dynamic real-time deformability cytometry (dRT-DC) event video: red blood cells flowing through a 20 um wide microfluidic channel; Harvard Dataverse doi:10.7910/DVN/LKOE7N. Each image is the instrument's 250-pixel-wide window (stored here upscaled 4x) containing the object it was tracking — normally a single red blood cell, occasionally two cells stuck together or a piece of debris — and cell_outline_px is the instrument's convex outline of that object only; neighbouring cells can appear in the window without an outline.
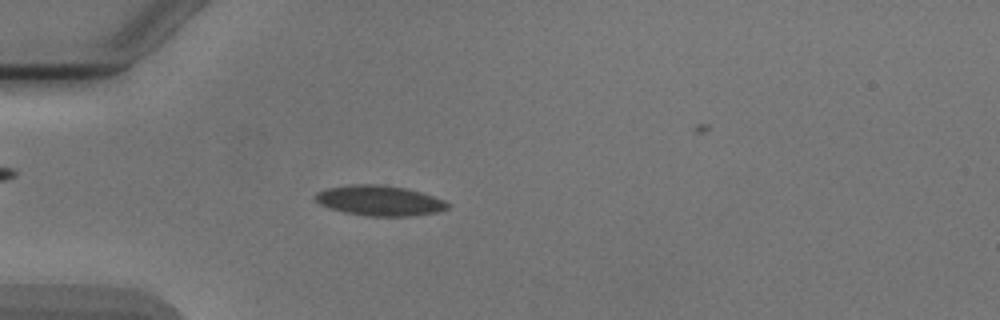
{"species": "Egyptian fruit bat (a non-hibernating species)", "species_latin": "Rousettus aegyptiacus", "temperature_condition": "cold", "stored_images_in_passage": 42, "camera_frame_rate_fps": 3000, "um_per_image_px": 0.085, "animal": {"sex": "male"}, "frame": {"image": 1, "passage_image": 10, "time_ms": 3.0, "image_size_px": [1000, 320], "cell_outline_px": [[452, 204], [448, 208], [440, 212], [412, 216], [364, 216], [344, 212], [328, 208], [320, 204], [312, 196], [316, 192], [328, 188], [352, 184], [384, 184], [404, 188], [420, 192], [444, 200]], "centroid_in_image_um": [32.26, 17.06], "position_along_channel_um": 52.7, "area_um2": 23.58}}
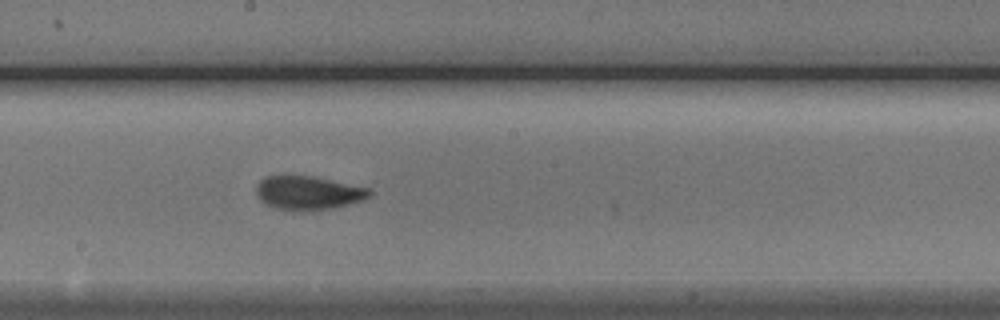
{"frame": {"image": 2, "passage_image": 24, "time_ms": 7.667, "image_size_px": [1000, 320], "cell_outline_px": [[372, 192], [364, 200], [332, 208], [304, 212], [272, 208], [260, 200], [256, 192], [256, 184], [260, 180], [268, 176], [312, 176], [368, 188]], "centroid_in_image_um": [26.16, 16.41], "position_along_channel_um": 222.0, "area_um2": 22.25}}
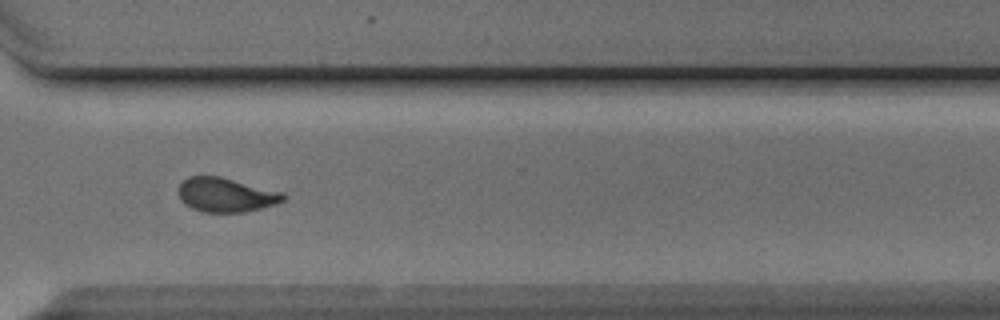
{"frame": {"image": 3, "passage_image": 34, "time_ms": 11.0, "image_size_px": [1000, 320], "cell_outline_px": [[284, 200], [276, 204], [244, 212], [200, 212], [184, 204], [180, 200], [180, 184], [188, 176], [220, 176], [284, 192]], "centroid_in_image_um": [19.2, 16.56], "position_along_channel_um": 351.4, "area_um2": 20.87}}